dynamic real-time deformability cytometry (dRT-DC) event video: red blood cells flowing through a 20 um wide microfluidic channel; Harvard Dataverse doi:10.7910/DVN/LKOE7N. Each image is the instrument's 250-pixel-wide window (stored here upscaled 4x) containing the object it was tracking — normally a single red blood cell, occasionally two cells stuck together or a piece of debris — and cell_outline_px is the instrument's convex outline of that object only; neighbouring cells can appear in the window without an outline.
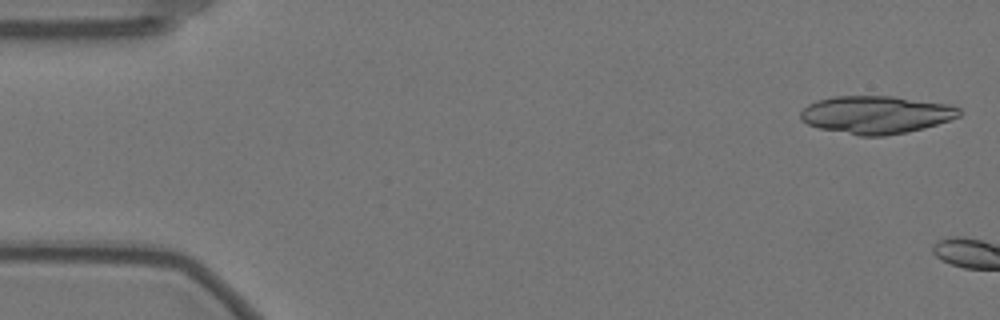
{"species": "Egyptian fruit bat (a non-hibernating species)", "species_latin": "Rousettus aegyptiacus", "temperature_condition": "warm", "stored_images_in_passage": 5, "camera_frame_rate_fps": 3000, "um_per_image_px": 0.085, "animal": {"sex": "female"}, "frame": {"image": 1, "passage_image": 2, "time_ms": 0.333, "image_size_px": [1000, 320], "cell_outline_px": [[960, 116], [924, 128], [884, 136], [860, 136], [820, 128], [808, 124], [800, 120], [800, 112], [808, 104], [816, 100], [832, 96], [892, 96], [948, 104], [960, 108]], "centroid_in_image_um": [74.43, 9.74], "position_along_channel_um": 10.6, "area_um2": 34.85}}